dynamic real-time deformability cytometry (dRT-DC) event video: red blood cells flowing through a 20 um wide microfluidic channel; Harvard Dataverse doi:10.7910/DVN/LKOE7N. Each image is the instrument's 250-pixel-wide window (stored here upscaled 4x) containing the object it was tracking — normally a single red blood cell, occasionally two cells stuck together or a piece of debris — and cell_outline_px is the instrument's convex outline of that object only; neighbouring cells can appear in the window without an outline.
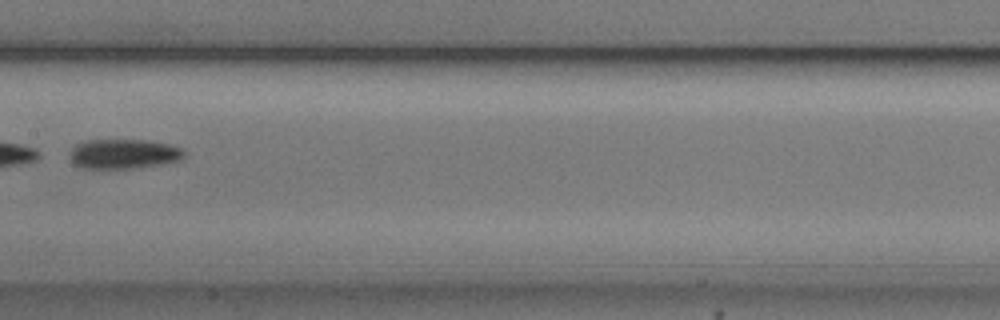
{"species": "common noctule bat (a hibernating species)", "species_latin": "Nyctalus noctula", "temperature_condition": "cold", "stored_images_in_passage": 4, "camera_frame_rate_fps": 3000, "um_per_image_px": 0.085, "animal": {"sex": "male", "body_mass_g": 20.5, "forearm_length_mm": 52.5}, "frame": {"image": 1, "passage_image": 4, "time_ms": 3.667, "image_size_px": [1000, 320], "cell_outline_px": [[184, 156], [180, 160], [160, 164], [132, 168], [80, 168], [68, 156], [68, 152], [76, 144], [88, 140], [148, 140], [168, 144], [184, 148]], "centroid_in_image_um": [10.5, 13.07], "position_along_channel_um": 196.9, "area_um2": 19.77}}